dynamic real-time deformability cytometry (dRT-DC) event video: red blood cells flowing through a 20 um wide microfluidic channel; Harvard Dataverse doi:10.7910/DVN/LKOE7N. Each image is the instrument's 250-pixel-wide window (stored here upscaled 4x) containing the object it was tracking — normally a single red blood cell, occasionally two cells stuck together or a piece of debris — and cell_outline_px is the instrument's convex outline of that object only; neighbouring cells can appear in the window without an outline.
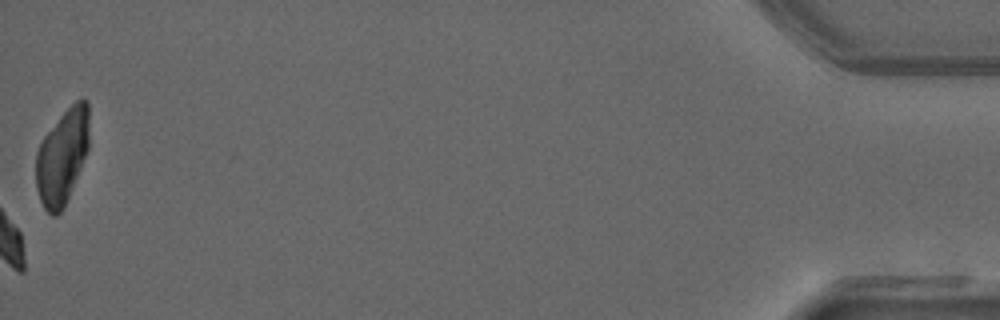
{"species": "common noctule bat (a hibernating species)", "species_latin": "Nyctalus noctula", "temperature_condition": "warm", "stored_images_in_passage": 40, "camera_frame_rate_fps": 3000, "um_per_image_px": 0.085, "animal": {"sex": "male", "forearm_length_mm": 52.5}, "frame": {"image": 1, "passage_image": 40, "time_ms": 13.0, "image_size_px": [1000, 320], "cell_outline_px": [[88, 148], [64, 208], [56, 216], [52, 216], [44, 208], [40, 200], [36, 188], [36, 152], [44, 136], [60, 116], [76, 100], [88, 100]], "centroid_in_image_um": [5.27, 13.34], "position_along_channel_um": 429.9, "area_um2": 29.07}, "authors_computed_cell_mechanics": {"area_um2": 18.8717, "velocity_mm_per_s": 3.9926, "shape_relaxation_time_tau1_ms": 2.5244, "shape_relaxation_time_tau2_ms": null, "deformation_change_tau1": 0.1116, "deformation_change_tau2": null}}